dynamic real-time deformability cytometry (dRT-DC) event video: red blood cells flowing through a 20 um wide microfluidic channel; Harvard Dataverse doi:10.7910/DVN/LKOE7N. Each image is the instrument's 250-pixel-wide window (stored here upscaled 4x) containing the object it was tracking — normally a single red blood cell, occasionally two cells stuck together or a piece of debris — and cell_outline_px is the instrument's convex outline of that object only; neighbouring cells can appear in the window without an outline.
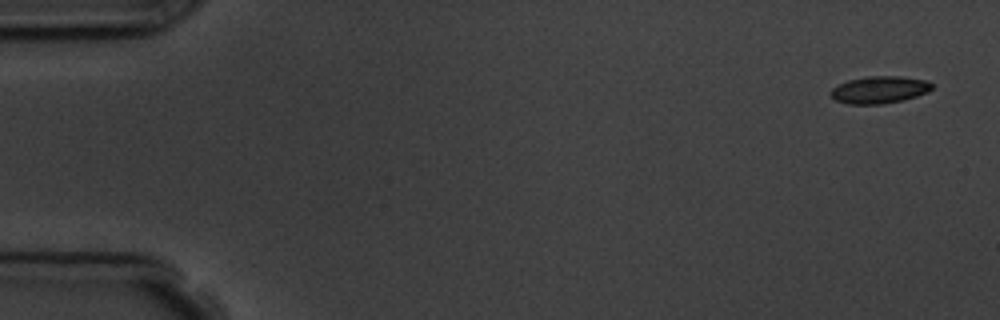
{"species": "common noctule bat (a hibernating species)", "species_latin": "Nyctalus noctula", "temperature_condition": "room temperature", "stored_images_in_passage": 5, "camera_frame_rate_fps": 3000, "um_per_image_px": 0.085, "animal": {"sex": "male", "body_mass_g": 19.5, "forearm_length_mm": 54.6}, "frame": {"image": 1, "passage_image": 1, "time_ms": 0.0, "image_size_px": [1000, 320], "cell_outline_px": [[932, 88], [928, 92], [904, 100], [884, 104], [848, 104], [836, 100], [828, 92], [832, 88], [848, 80], [868, 76], [900, 76], [928, 80], [932, 84]], "centroid_in_image_um": [74.76, 7.63], "position_along_channel_um": 10.2, "area_um2": 16.13}}
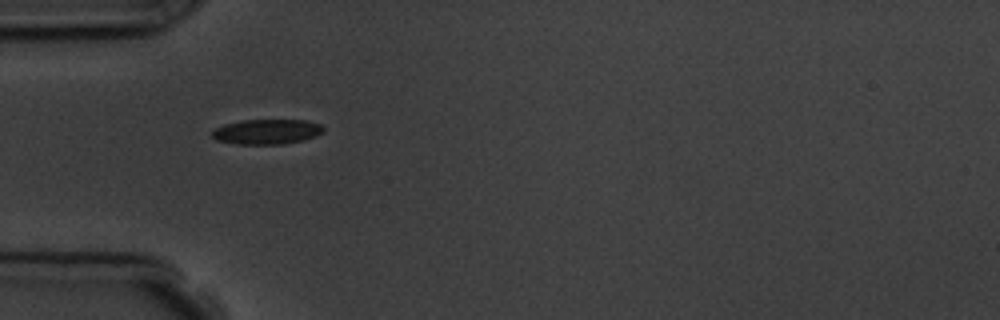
{"frame": {"image": 2, "passage_image": 5, "time_ms": 5.0, "image_size_px": [1000, 320], "cell_outline_px": [[324, 132], [316, 136], [304, 140], [280, 144], [236, 144], [216, 140], [212, 136], [212, 132], [216, 128], [224, 124], [244, 120], [308, 120], [324, 124]], "centroid_in_image_um": [22.74, 11.19], "position_along_channel_um": 62.3, "area_um2": 16.36}}